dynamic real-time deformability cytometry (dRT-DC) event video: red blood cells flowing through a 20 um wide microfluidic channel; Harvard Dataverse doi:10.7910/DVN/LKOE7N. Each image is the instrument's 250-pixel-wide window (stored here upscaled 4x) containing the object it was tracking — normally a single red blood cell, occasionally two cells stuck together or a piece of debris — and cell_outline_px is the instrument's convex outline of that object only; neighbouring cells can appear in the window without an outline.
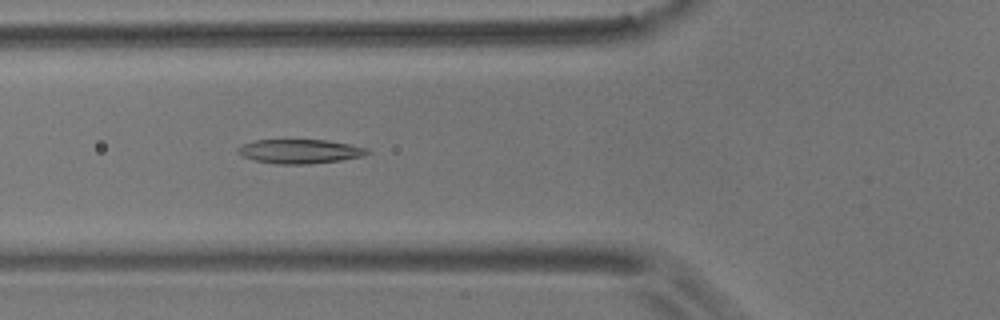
{"species": "common noctule bat (a hibernating species)", "species_latin": "Nyctalus noctula", "temperature_condition": "room temperature", "stored_images_in_passage": 6, "camera_frame_rate_fps": 3000, "um_per_image_px": 0.085, "animal": {"sex": "male", "body_mass_g": 17.9}, "frame": {"image": 1, "passage_image": 6, "time_ms": 1.667, "image_size_px": [1000, 320], "cell_outline_px": [[372, 152], [364, 156], [340, 160], [312, 164], [276, 164], [256, 160], [244, 156], [236, 152], [236, 148], [244, 144], [256, 140], [328, 140], [368, 148]], "centroid_in_image_um": [25.53, 12.87], "position_along_channel_um": 100.3, "area_um2": 18.21}}